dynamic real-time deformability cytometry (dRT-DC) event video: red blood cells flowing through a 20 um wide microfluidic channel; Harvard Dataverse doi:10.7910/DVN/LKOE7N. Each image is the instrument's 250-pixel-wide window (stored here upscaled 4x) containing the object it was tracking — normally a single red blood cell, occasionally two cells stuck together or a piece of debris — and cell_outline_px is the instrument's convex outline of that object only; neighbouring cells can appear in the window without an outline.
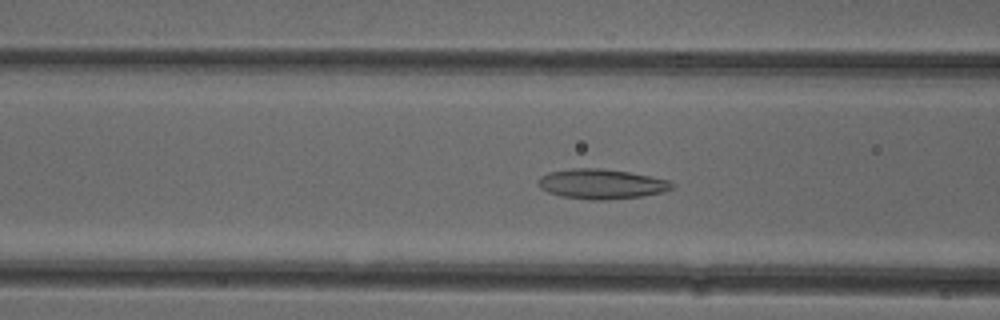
{"species": "common noctule bat (a hibernating species)", "species_latin": "Nyctalus noctula", "temperature_condition": "cold", "stored_images_in_passage": 51, "camera_frame_rate_fps": 3000, "um_per_image_px": 0.085, "animal": {"sex": "female"}, "frame": {"image": 1, "passage_image": 19, "time_ms": 6.0, "image_size_px": [1000, 320], "cell_outline_px": [[676, 184], [672, 188], [664, 192], [640, 196], [608, 200], [592, 200], [560, 196], [548, 192], [540, 188], [536, 180], [540, 176], [548, 172], [572, 168], [600, 168], [628, 172], [668, 180]], "centroid_in_image_um": [51.08, 15.64], "position_along_channel_um": 115.5, "area_um2": 23.35}}
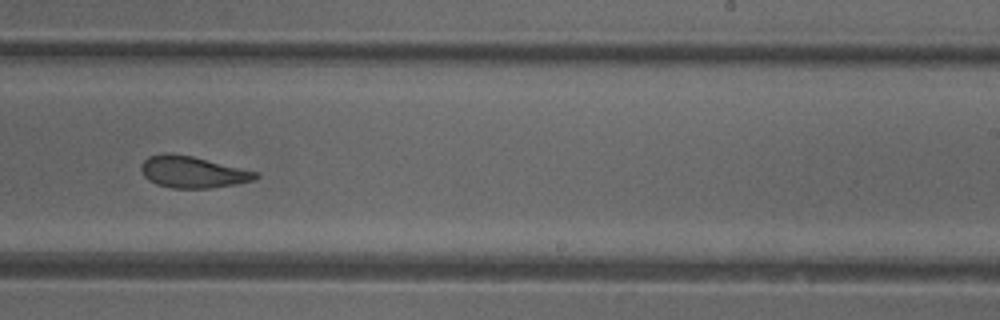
{"frame": {"image": 2, "passage_image": 31, "time_ms": 10.0, "image_size_px": [1000, 320], "cell_outline_px": [[260, 176], [256, 180], [236, 184], [212, 188], [172, 188], [156, 184], [148, 180], [144, 176], [140, 168], [140, 164], [148, 156], [160, 152], [168, 152], [192, 156], [260, 172]], "centroid_in_image_um": [16.38, 14.61], "position_along_channel_um": 272.6, "area_um2": 21.5}}
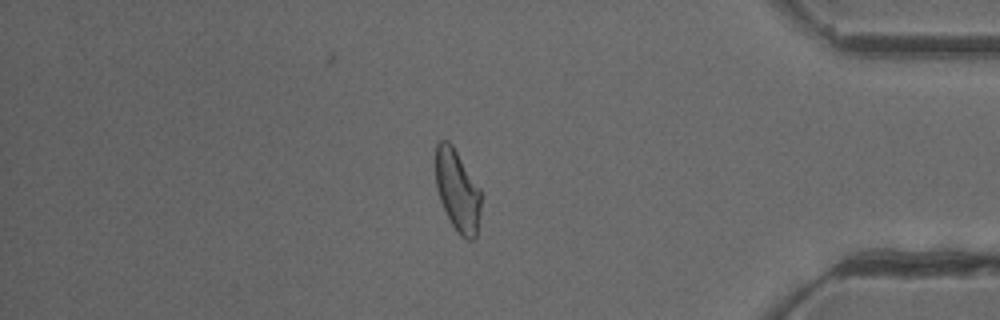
{"frame": {"image": 3, "passage_image": 43, "time_ms": 14.0, "image_size_px": [1000, 320], "cell_outline_px": [[480, 212], [476, 240], [468, 240], [460, 236], [456, 232], [440, 200], [436, 188], [436, 144], [440, 140], [448, 140], [452, 144], [480, 188]], "centroid_in_image_um": [38.89, 16.22], "position_along_channel_um": 396.3, "area_um2": 21.62}, "authors_computed_cell_mechanics": {"area_um2": 23.0044, "velocity_mm_per_s": 3.9333, "shape_relaxation_time_tau1_ms": null, "shape_relaxation_time_tau2_ms": 3.1115, "deformation_change_tau1": null, "deformation_change_tau2": 0.1127}}